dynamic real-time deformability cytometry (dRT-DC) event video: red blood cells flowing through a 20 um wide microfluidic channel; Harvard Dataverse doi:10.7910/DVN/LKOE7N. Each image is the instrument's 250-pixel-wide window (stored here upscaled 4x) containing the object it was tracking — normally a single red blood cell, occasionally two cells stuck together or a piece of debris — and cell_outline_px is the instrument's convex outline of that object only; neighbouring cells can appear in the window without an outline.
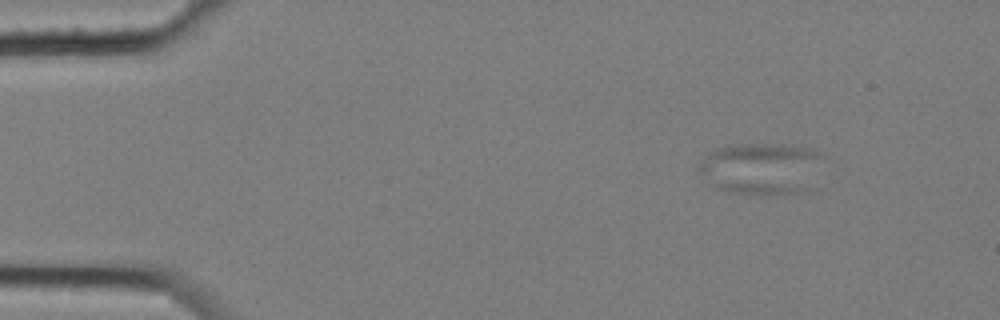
{"species": "common noctule bat (a hibernating species)", "species_latin": "Nyctalus noctula", "temperature_condition": "cold", "stored_images_in_passage": 4, "camera_frame_rate_fps": 3000, "um_per_image_px": 0.085, "animal": {"sex": "female", "body_mass_g": 25.1}, "frame": {"image": 1, "passage_image": 1, "time_ms": 0.0, "image_size_px": [1000, 320], "cell_outline_px": [[816, 156], [808, 188], [800, 192], [760, 196], [732, 192], [720, 188], [712, 184], [696, 168], [716, 148], [728, 144], [792, 144], [812, 148], [816, 152]], "centroid_in_image_um": [64.59, 14.32], "position_along_channel_um": 20.4, "area_um2": 36.3}}
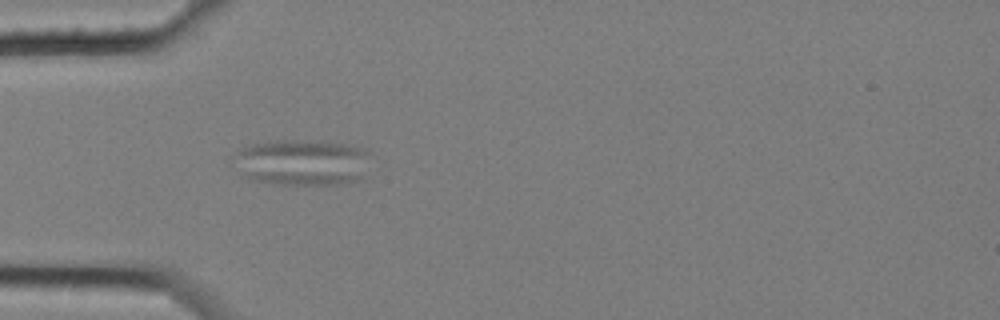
{"frame": {"image": 2, "passage_image": 4, "time_ms": 1.0, "image_size_px": [1000, 320], "cell_outline_px": [[368, 152], [360, 180], [336, 184], [280, 184], [252, 180], [240, 176], [240, 148], [252, 144], [276, 140], [296, 140], [344, 144], [364, 148]], "centroid_in_image_um": [25.68, 13.81], "position_along_channel_um": 59.3, "area_um2": 35.66}}